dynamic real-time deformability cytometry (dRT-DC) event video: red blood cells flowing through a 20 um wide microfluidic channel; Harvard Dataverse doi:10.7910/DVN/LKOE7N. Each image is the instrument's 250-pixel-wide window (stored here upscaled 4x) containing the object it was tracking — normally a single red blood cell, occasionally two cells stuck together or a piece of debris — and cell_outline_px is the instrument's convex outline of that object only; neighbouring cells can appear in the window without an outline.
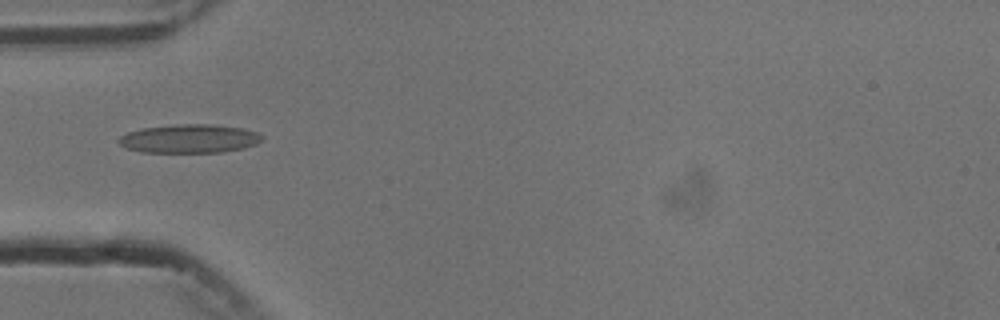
{"species": "common noctule bat (a hibernating species)", "species_latin": "Nyctalus noctula", "temperature_condition": "cold", "stored_images_in_passage": 2, "camera_frame_rate_fps": 3000, "um_per_image_px": 0.085, "animal": {"sex": "male", "body_mass_g": 13.3}, "frame": {"image": 1, "passage_image": 2, "time_ms": 1.0, "image_size_px": [1000, 320], "cell_outline_px": [[264, 136], [256, 144], [244, 148], [220, 152], [140, 152], [124, 148], [116, 140], [120, 136], [128, 132], [140, 128], [180, 124], [212, 124], [244, 128], [256, 132]], "centroid_in_image_um": [16.07, 11.78], "position_along_channel_um": 68.9, "area_um2": 24.04}}